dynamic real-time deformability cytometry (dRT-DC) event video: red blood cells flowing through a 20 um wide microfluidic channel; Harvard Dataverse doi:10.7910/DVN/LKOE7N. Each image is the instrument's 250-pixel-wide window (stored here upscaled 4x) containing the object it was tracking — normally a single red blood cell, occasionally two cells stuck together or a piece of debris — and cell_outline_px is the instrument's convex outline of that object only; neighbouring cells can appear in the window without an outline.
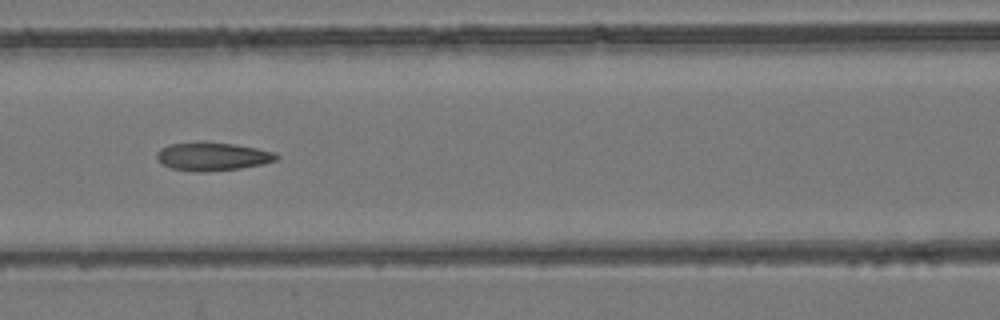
{"species": "common noctule bat (a hibernating species)", "species_latin": "Nyctalus noctula", "temperature_condition": "room temperature", "stored_images_in_passage": 9, "camera_frame_rate_fps": 3000, "um_per_image_px": 0.085, "animal": {"sex": "female", "body_mass_g": 24.6, "forearm_length_mm": 56.2}, "frame": {"image": 1, "passage_image": 6, "time_ms": 1.667, "image_size_px": [1000, 320], "cell_outline_px": [[280, 156], [276, 160], [260, 164], [240, 168], [204, 172], [196, 172], [172, 168], [164, 164], [156, 156], [156, 152], [160, 148], [168, 144], [204, 140], [236, 144], [276, 152]], "centroid_in_image_um": [18.05, 13.27], "position_along_channel_um": 148.5, "area_um2": 20.0}}
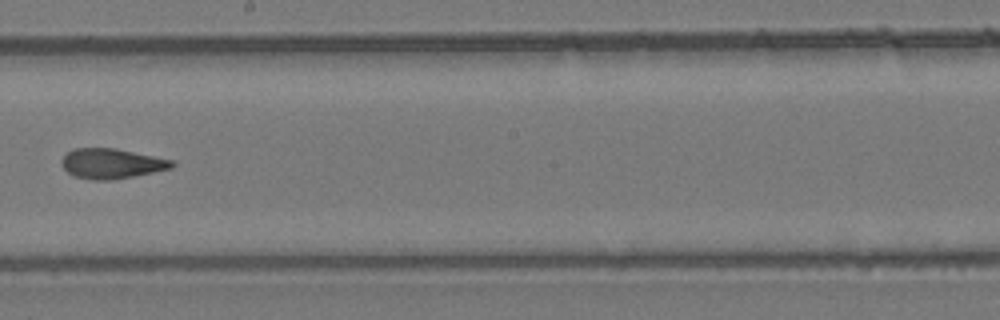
{"frame": {"image": 2, "passage_image": 8, "time_ms": 2.333, "image_size_px": [1000, 320], "cell_outline_px": [[176, 164], [172, 168], [112, 180], [92, 180], [76, 176], [68, 172], [64, 168], [60, 160], [72, 148], [116, 148], [172, 160]], "centroid_in_image_um": [9.47, 13.89], "position_along_channel_um": 238.7, "area_um2": 19.13}}
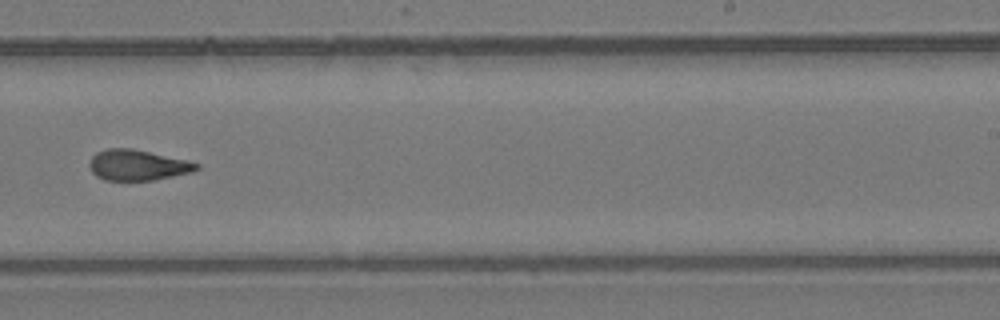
{"frame": {"image": 3, "passage_image": 9, "time_ms": 2.667, "image_size_px": [1000, 320], "cell_outline_px": [[200, 168], [192, 172], [152, 180], [104, 180], [96, 176], [92, 172], [88, 164], [92, 156], [96, 152], [108, 148], [132, 148], [188, 160], [200, 164]], "centroid_in_image_um": [11.69, 14.02], "position_along_channel_um": 277.3, "area_um2": 19.19}}